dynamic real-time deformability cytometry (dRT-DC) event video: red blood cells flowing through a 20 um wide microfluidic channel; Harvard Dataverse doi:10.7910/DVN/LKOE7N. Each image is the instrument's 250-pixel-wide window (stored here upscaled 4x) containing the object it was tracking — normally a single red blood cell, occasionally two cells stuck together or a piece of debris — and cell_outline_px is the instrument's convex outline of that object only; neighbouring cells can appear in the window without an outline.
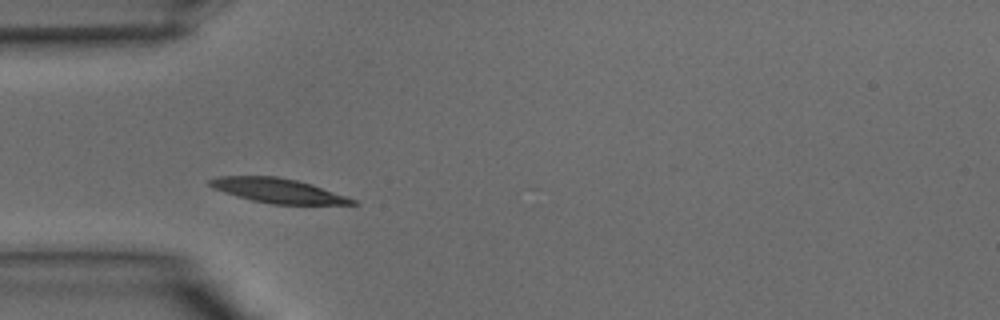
{"species": "common noctule bat (a hibernating species)", "species_latin": "Nyctalus noctula", "temperature_condition": "warm", "stored_images_in_passage": 29, "camera_frame_rate_fps": 3000, "um_per_image_px": 0.085, "animal": {"sex": "male", "body_mass_g": 15.6}, "frame": {"image": 1, "passage_image": 1, "time_ms": 0.0, "image_size_px": [1000, 320], "cell_outline_px": [[360, 204], [272, 204], [252, 200], [236, 196], [212, 188], [208, 184], [208, 180], [216, 176], [276, 176], [296, 180], [312, 184], [356, 200]], "centroid_in_image_um": [23.58, 16.19], "position_along_channel_um": 61.4, "area_um2": 20.23}}
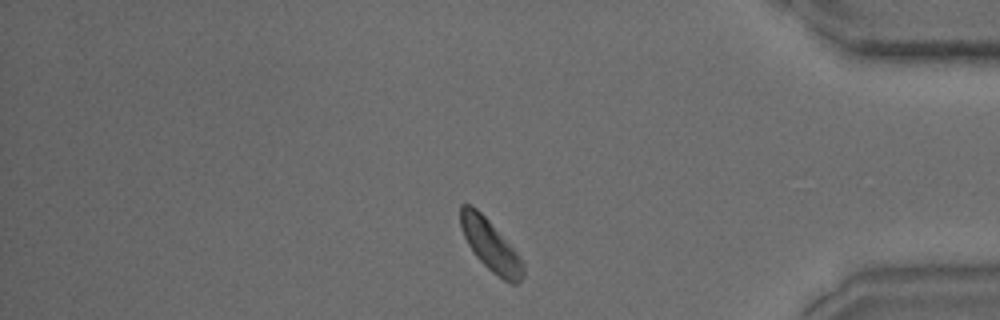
{"frame": {"image": 2, "passage_image": 23, "time_ms": 7.333, "image_size_px": [1000, 320], "cell_outline_px": [[524, 276], [516, 284], [512, 284], [504, 280], [492, 272], [476, 256], [468, 244], [464, 236], [460, 224], [460, 204], [472, 204], [488, 220], [524, 260]], "centroid_in_image_um": [41.71, 20.86], "position_along_channel_um": 393.5, "area_um2": 18.55}}
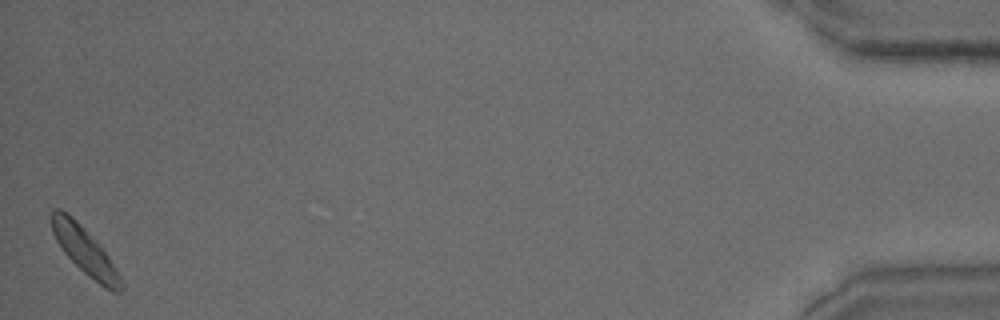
{"frame": {"image": 3, "passage_image": 29, "time_ms": 9.333, "image_size_px": [1000, 320], "cell_outline_px": [[124, 288], [120, 292], [112, 292], [104, 288], [88, 276], [64, 252], [56, 240], [52, 232], [48, 220], [48, 216], [52, 208], [60, 208], [72, 216], [80, 224], [108, 256], [116, 268]], "centroid_in_image_um": [7.14, 21.28], "position_along_channel_um": 428.1, "area_um2": 18.96}}